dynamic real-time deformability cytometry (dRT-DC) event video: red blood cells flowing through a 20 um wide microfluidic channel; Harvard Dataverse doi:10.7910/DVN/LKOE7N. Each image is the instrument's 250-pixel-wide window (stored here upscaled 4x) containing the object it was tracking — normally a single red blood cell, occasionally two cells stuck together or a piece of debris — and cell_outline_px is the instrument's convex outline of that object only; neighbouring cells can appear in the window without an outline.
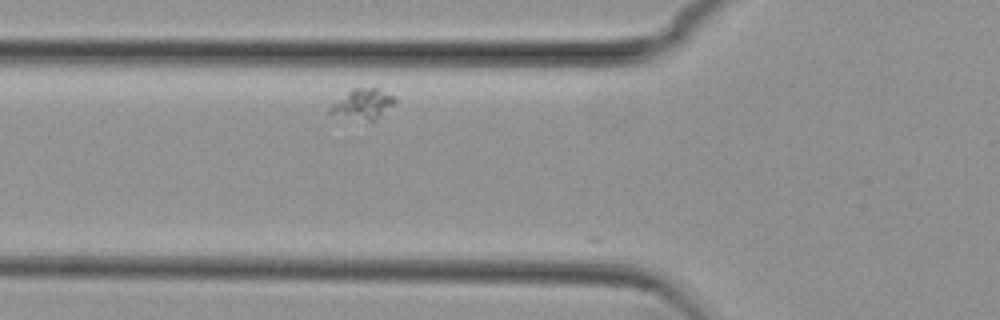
{"species": "common noctule bat (a hibernating species)", "species_latin": "Nyctalus noctula", "temperature_condition": "cold", "stored_images_in_passage": 3, "camera_frame_rate_fps": 3000, "um_per_image_px": 0.085, "animal": {"sex": "female", "body_mass_g": 29.2, "forearm_length_mm": 56.3}, "frame": {"image": 1, "passage_image": 2, "time_ms": 0.333, "image_size_px": [1000, 320], "cell_outline_px": [[396, 104], [376, 120], [368, 120], [328, 112], [328, 108], [332, 104], [352, 88], [380, 88], [396, 96]], "centroid_in_image_um": [30.94, 8.8], "position_along_channel_um": 94.9, "area_um2": 11.27}}